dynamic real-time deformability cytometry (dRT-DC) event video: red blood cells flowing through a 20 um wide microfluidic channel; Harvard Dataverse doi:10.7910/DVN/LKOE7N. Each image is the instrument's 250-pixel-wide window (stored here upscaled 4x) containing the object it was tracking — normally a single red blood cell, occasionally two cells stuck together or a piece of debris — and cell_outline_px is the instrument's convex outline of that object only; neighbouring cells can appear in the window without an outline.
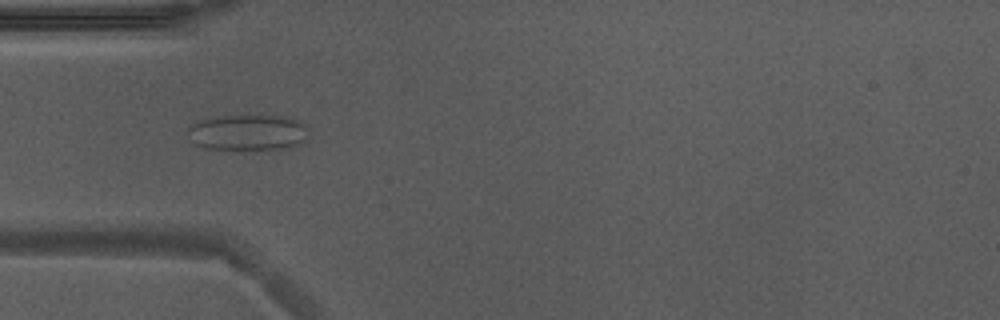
{"species": "Egyptian fruit bat (a non-hibernating species)", "species_latin": "Rousettus aegyptiacus", "temperature_condition": "warm", "stored_images_in_passage": 52, "camera_frame_rate_fps": 3000, "um_per_image_px": 0.085, "animal": {"sex": "male"}, "frame": {"image": 1, "passage_image": 16, "time_ms": 5.0, "image_size_px": [1000, 320], "cell_outline_px": [[308, 128], [304, 140], [300, 144], [288, 148], [252, 152], [204, 148], [188, 140], [184, 132], [192, 124], [200, 120], [224, 116], [288, 116], [300, 120]], "centroid_in_image_um": [21.04, 11.31], "position_along_channel_um": 64.0, "area_um2": 26.3}, "authors_computed_cell_mechanics": {"area_um2": 21.6172, "velocity_mm_per_s": 3.9099, "shape_relaxation_time_tau1_ms": null, "shape_relaxation_time_tau2_ms": 0.798, "deformation_change_tau1": null, "deformation_change_tau2": 0.0724}}